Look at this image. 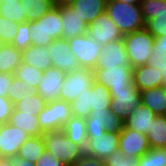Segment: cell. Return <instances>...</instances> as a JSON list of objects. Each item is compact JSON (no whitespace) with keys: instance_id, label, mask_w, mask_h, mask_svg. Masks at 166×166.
Here are the masks:
<instances>
[{"instance_id":"cell-42","label":"cell","mask_w":166,"mask_h":166,"mask_svg":"<svg viewBox=\"0 0 166 166\" xmlns=\"http://www.w3.org/2000/svg\"><path fill=\"white\" fill-rule=\"evenodd\" d=\"M35 165L36 166H67L58 158H56L54 155H51V153L48 150L44 151L43 155L38 158Z\"/></svg>"},{"instance_id":"cell-4","label":"cell","mask_w":166,"mask_h":166,"mask_svg":"<svg viewBox=\"0 0 166 166\" xmlns=\"http://www.w3.org/2000/svg\"><path fill=\"white\" fill-rule=\"evenodd\" d=\"M122 39L132 68L148 63L155 37L143 28L123 35Z\"/></svg>"},{"instance_id":"cell-15","label":"cell","mask_w":166,"mask_h":166,"mask_svg":"<svg viewBox=\"0 0 166 166\" xmlns=\"http://www.w3.org/2000/svg\"><path fill=\"white\" fill-rule=\"evenodd\" d=\"M150 149L148 138L145 134L127 129L125 126L119 133L118 150L129 157L140 158Z\"/></svg>"},{"instance_id":"cell-11","label":"cell","mask_w":166,"mask_h":166,"mask_svg":"<svg viewBox=\"0 0 166 166\" xmlns=\"http://www.w3.org/2000/svg\"><path fill=\"white\" fill-rule=\"evenodd\" d=\"M47 49L51 57L52 65L62 70L65 74L73 73L81 68L75 54L70 50L67 39H55L47 46Z\"/></svg>"},{"instance_id":"cell-7","label":"cell","mask_w":166,"mask_h":166,"mask_svg":"<svg viewBox=\"0 0 166 166\" xmlns=\"http://www.w3.org/2000/svg\"><path fill=\"white\" fill-rule=\"evenodd\" d=\"M72 117L70 103L63 100L48 102L38 114L41 130L46 133L61 130L64 124Z\"/></svg>"},{"instance_id":"cell-29","label":"cell","mask_w":166,"mask_h":166,"mask_svg":"<svg viewBox=\"0 0 166 166\" xmlns=\"http://www.w3.org/2000/svg\"><path fill=\"white\" fill-rule=\"evenodd\" d=\"M26 22L36 21L49 12L55 5L53 0H21Z\"/></svg>"},{"instance_id":"cell-2","label":"cell","mask_w":166,"mask_h":166,"mask_svg":"<svg viewBox=\"0 0 166 166\" xmlns=\"http://www.w3.org/2000/svg\"><path fill=\"white\" fill-rule=\"evenodd\" d=\"M62 28L60 6H54L40 19L29 22L32 44L48 46L53 40L62 38Z\"/></svg>"},{"instance_id":"cell-12","label":"cell","mask_w":166,"mask_h":166,"mask_svg":"<svg viewBox=\"0 0 166 166\" xmlns=\"http://www.w3.org/2000/svg\"><path fill=\"white\" fill-rule=\"evenodd\" d=\"M87 34L101 46L108 42H113L123 38V34L112 22L106 11L97 16L88 25Z\"/></svg>"},{"instance_id":"cell-23","label":"cell","mask_w":166,"mask_h":166,"mask_svg":"<svg viewBox=\"0 0 166 166\" xmlns=\"http://www.w3.org/2000/svg\"><path fill=\"white\" fill-rule=\"evenodd\" d=\"M22 63L31 65L41 71L48 70L52 65L47 46L30 45L22 51Z\"/></svg>"},{"instance_id":"cell-17","label":"cell","mask_w":166,"mask_h":166,"mask_svg":"<svg viewBox=\"0 0 166 166\" xmlns=\"http://www.w3.org/2000/svg\"><path fill=\"white\" fill-rule=\"evenodd\" d=\"M119 65H130L123 39L108 42L102 46V53L93 70L118 67Z\"/></svg>"},{"instance_id":"cell-5","label":"cell","mask_w":166,"mask_h":166,"mask_svg":"<svg viewBox=\"0 0 166 166\" xmlns=\"http://www.w3.org/2000/svg\"><path fill=\"white\" fill-rule=\"evenodd\" d=\"M95 81L105 86L109 92L136 90L133 83V68L130 65L96 69Z\"/></svg>"},{"instance_id":"cell-48","label":"cell","mask_w":166,"mask_h":166,"mask_svg":"<svg viewBox=\"0 0 166 166\" xmlns=\"http://www.w3.org/2000/svg\"><path fill=\"white\" fill-rule=\"evenodd\" d=\"M0 166H14V158H3Z\"/></svg>"},{"instance_id":"cell-24","label":"cell","mask_w":166,"mask_h":166,"mask_svg":"<svg viewBox=\"0 0 166 166\" xmlns=\"http://www.w3.org/2000/svg\"><path fill=\"white\" fill-rule=\"evenodd\" d=\"M141 104L156 116L166 115V88L164 86L140 91Z\"/></svg>"},{"instance_id":"cell-46","label":"cell","mask_w":166,"mask_h":166,"mask_svg":"<svg viewBox=\"0 0 166 166\" xmlns=\"http://www.w3.org/2000/svg\"><path fill=\"white\" fill-rule=\"evenodd\" d=\"M151 51L166 52V35L156 37Z\"/></svg>"},{"instance_id":"cell-47","label":"cell","mask_w":166,"mask_h":166,"mask_svg":"<svg viewBox=\"0 0 166 166\" xmlns=\"http://www.w3.org/2000/svg\"><path fill=\"white\" fill-rule=\"evenodd\" d=\"M14 166H36L34 163L29 162L28 160L14 157Z\"/></svg>"},{"instance_id":"cell-16","label":"cell","mask_w":166,"mask_h":166,"mask_svg":"<svg viewBox=\"0 0 166 166\" xmlns=\"http://www.w3.org/2000/svg\"><path fill=\"white\" fill-rule=\"evenodd\" d=\"M119 133L105 132L88 138L85 154L105 160L113 152L118 151Z\"/></svg>"},{"instance_id":"cell-28","label":"cell","mask_w":166,"mask_h":166,"mask_svg":"<svg viewBox=\"0 0 166 166\" xmlns=\"http://www.w3.org/2000/svg\"><path fill=\"white\" fill-rule=\"evenodd\" d=\"M46 150L43 136L29 137L20 147L17 158L28 160L36 163L38 158L43 155Z\"/></svg>"},{"instance_id":"cell-27","label":"cell","mask_w":166,"mask_h":166,"mask_svg":"<svg viewBox=\"0 0 166 166\" xmlns=\"http://www.w3.org/2000/svg\"><path fill=\"white\" fill-rule=\"evenodd\" d=\"M22 63V51L12 44H3L0 47V73L14 74Z\"/></svg>"},{"instance_id":"cell-32","label":"cell","mask_w":166,"mask_h":166,"mask_svg":"<svg viewBox=\"0 0 166 166\" xmlns=\"http://www.w3.org/2000/svg\"><path fill=\"white\" fill-rule=\"evenodd\" d=\"M46 104L47 102L40 95L34 93L16 103L14 108L22 113H33V115L38 116Z\"/></svg>"},{"instance_id":"cell-50","label":"cell","mask_w":166,"mask_h":166,"mask_svg":"<svg viewBox=\"0 0 166 166\" xmlns=\"http://www.w3.org/2000/svg\"><path fill=\"white\" fill-rule=\"evenodd\" d=\"M74 0H53L55 6L68 5Z\"/></svg>"},{"instance_id":"cell-19","label":"cell","mask_w":166,"mask_h":166,"mask_svg":"<svg viewBox=\"0 0 166 166\" xmlns=\"http://www.w3.org/2000/svg\"><path fill=\"white\" fill-rule=\"evenodd\" d=\"M133 83L138 91L164 86L160 70L149 64L133 68Z\"/></svg>"},{"instance_id":"cell-52","label":"cell","mask_w":166,"mask_h":166,"mask_svg":"<svg viewBox=\"0 0 166 166\" xmlns=\"http://www.w3.org/2000/svg\"><path fill=\"white\" fill-rule=\"evenodd\" d=\"M14 1H21V0H0V3H4V2H14Z\"/></svg>"},{"instance_id":"cell-6","label":"cell","mask_w":166,"mask_h":166,"mask_svg":"<svg viewBox=\"0 0 166 166\" xmlns=\"http://www.w3.org/2000/svg\"><path fill=\"white\" fill-rule=\"evenodd\" d=\"M70 50L76 56L81 68L93 70L102 53V46L94 41L87 33L67 39Z\"/></svg>"},{"instance_id":"cell-1","label":"cell","mask_w":166,"mask_h":166,"mask_svg":"<svg viewBox=\"0 0 166 166\" xmlns=\"http://www.w3.org/2000/svg\"><path fill=\"white\" fill-rule=\"evenodd\" d=\"M105 11L123 35L145 28L140 5L107 0Z\"/></svg>"},{"instance_id":"cell-25","label":"cell","mask_w":166,"mask_h":166,"mask_svg":"<svg viewBox=\"0 0 166 166\" xmlns=\"http://www.w3.org/2000/svg\"><path fill=\"white\" fill-rule=\"evenodd\" d=\"M8 123L20 128L30 137L43 136L44 134L40 128L38 116L33 113H22L14 108Z\"/></svg>"},{"instance_id":"cell-14","label":"cell","mask_w":166,"mask_h":166,"mask_svg":"<svg viewBox=\"0 0 166 166\" xmlns=\"http://www.w3.org/2000/svg\"><path fill=\"white\" fill-rule=\"evenodd\" d=\"M65 76L66 74L62 70L51 66L48 70L43 72L42 80L36 89V93L47 103L60 100Z\"/></svg>"},{"instance_id":"cell-13","label":"cell","mask_w":166,"mask_h":166,"mask_svg":"<svg viewBox=\"0 0 166 166\" xmlns=\"http://www.w3.org/2000/svg\"><path fill=\"white\" fill-rule=\"evenodd\" d=\"M30 136L20 128L11 124L0 125V154L4 158H14L17 156L21 145Z\"/></svg>"},{"instance_id":"cell-3","label":"cell","mask_w":166,"mask_h":166,"mask_svg":"<svg viewBox=\"0 0 166 166\" xmlns=\"http://www.w3.org/2000/svg\"><path fill=\"white\" fill-rule=\"evenodd\" d=\"M43 139L46 150L67 166H72L85 153L80 145L68 139L62 129L44 133Z\"/></svg>"},{"instance_id":"cell-49","label":"cell","mask_w":166,"mask_h":166,"mask_svg":"<svg viewBox=\"0 0 166 166\" xmlns=\"http://www.w3.org/2000/svg\"><path fill=\"white\" fill-rule=\"evenodd\" d=\"M156 69L160 70V73L162 75L163 83H166V64L163 66H155Z\"/></svg>"},{"instance_id":"cell-21","label":"cell","mask_w":166,"mask_h":166,"mask_svg":"<svg viewBox=\"0 0 166 166\" xmlns=\"http://www.w3.org/2000/svg\"><path fill=\"white\" fill-rule=\"evenodd\" d=\"M156 115L149 108L140 104L134 111L128 114L124 121V126L127 129L147 135L152 123H154Z\"/></svg>"},{"instance_id":"cell-35","label":"cell","mask_w":166,"mask_h":166,"mask_svg":"<svg viewBox=\"0 0 166 166\" xmlns=\"http://www.w3.org/2000/svg\"><path fill=\"white\" fill-rule=\"evenodd\" d=\"M136 166H166V148H150L137 160Z\"/></svg>"},{"instance_id":"cell-18","label":"cell","mask_w":166,"mask_h":166,"mask_svg":"<svg viewBox=\"0 0 166 166\" xmlns=\"http://www.w3.org/2000/svg\"><path fill=\"white\" fill-rule=\"evenodd\" d=\"M110 95L112 97L110 109L123 121L141 104V94L137 89L110 92Z\"/></svg>"},{"instance_id":"cell-43","label":"cell","mask_w":166,"mask_h":166,"mask_svg":"<svg viewBox=\"0 0 166 166\" xmlns=\"http://www.w3.org/2000/svg\"><path fill=\"white\" fill-rule=\"evenodd\" d=\"M14 74L0 73V97L8 98V91L13 82Z\"/></svg>"},{"instance_id":"cell-22","label":"cell","mask_w":166,"mask_h":166,"mask_svg":"<svg viewBox=\"0 0 166 166\" xmlns=\"http://www.w3.org/2000/svg\"><path fill=\"white\" fill-rule=\"evenodd\" d=\"M106 3L107 0H74L68 5L89 25L97 16L105 12Z\"/></svg>"},{"instance_id":"cell-40","label":"cell","mask_w":166,"mask_h":166,"mask_svg":"<svg viewBox=\"0 0 166 166\" xmlns=\"http://www.w3.org/2000/svg\"><path fill=\"white\" fill-rule=\"evenodd\" d=\"M138 158L124 156L119 150L104 160L105 166H136Z\"/></svg>"},{"instance_id":"cell-44","label":"cell","mask_w":166,"mask_h":166,"mask_svg":"<svg viewBox=\"0 0 166 166\" xmlns=\"http://www.w3.org/2000/svg\"><path fill=\"white\" fill-rule=\"evenodd\" d=\"M72 166H105V162L84 153Z\"/></svg>"},{"instance_id":"cell-9","label":"cell","mask_w":166,"mask_h":166,"mask_svg":"<svg viewBox=\"0 0 166 166\" xmlns=\"http://www.w3.org/2000/svg\"><path fill=\"white\" fill-rule=\"evenodd\" d=\"M86 120L87 138L105 132L120 133L124 128V121L112 113L111 109L92 110Z\"/></svg>"},{"instance_id":"cell-10","label":"cell","mask_w":166,"mask_h":166,"mask_svg":"<svg viewBox=\"0 0 166 166\" xmlns=\"http://www.w3.org/2000/svg\"><path fill=\"white\" fill-rule=\"evenodd\" d=\"M94 82V70L80 68L73 73L66 74L60 94V100L71 103L80 96V94H83L90 89Z\"/></svg>"},{"instance_id":"cell-51","label":"cell","mask_w":166,"mask_h":166,"mask_svg":"<svg viewBox=\"0 0 166 166\" xmlns=\"http://www.w3.org/2000/svg\"><path fill=\"white\" fill-rule=\"evenodd\" d=\"M128 4H135V5H140L141 0H119Z\"/></svg>"},{"instance_id":"cell-34","label":"cell","mask_w":166,"mask_h":166,"mask_svg":"<svg viewBox=\"0 0 166 166\" xmlns=\"http://www.w3.org/2000/svg\"><path fill=\"white\" fill-rule=\"evenodd\" d=\"M0 15L15 23L26 22V15L21 1L0 3Z\"/></svg>"},{"instance_id":"cell-20","label":"cell","mask_w":166,"mask_h":166,"mask_svg":"<svg viewBox=\"0 0 166 166\" xmlns=\"http://www.w3.org/2000/svg\"><path fill=\"white\" fill-rule=\"evenodd\" d=\"M62 38L69 39L87 33L88 25L69 5H61Z\"/></svg>"},{"instance_id":"cell-37","label":"cell","mask_w":166,"mask_h":166,"mask_svg":"<svg viewBox=\"0 0 166 166\" xmlns=\"http://www.w3.org/2000/svg\"><path fill=\"white\" fill-rule=\"evenodd\" d=\"M72 116L87 118L90 108L89 89L70 103Z\"/></svg>"},{"instance_id":"cell-39","label":"cell","mask_w":166,"mask_h":166,"mask_svg":"<svg viewBox=\"0 0 166 166\" xmlns=\"http://www.w3.org/2000/svg\"><path fill=\"white\" fill-rule=\"evenodd\" d=\"M29 32V22L20 23L17 34L11 44L20 51L25 50L28 46L32 45Z\"/></svg>"},{"instance_id":"cell-45","label":"cell","mask_w":166,"mask_h":166,"mask_svg":"<svg viewBox=\"0 0 166 166\" xmlns=\"http://www.w3.org/2000/svg\"><path fill=\"white\" fill-rule=\"evenodd\" d=\"M150 66H163L166 64V52L162 51H152V54L149 56L148 63Z\"/></svg>"},{"instance_id":"cell-38","label":"cell","mask_w":166,"mask_h":166,"mask_svg":"<svg viewBox=\"0 0 166 166\" xmlns=\"http://www.w3.org/2000/svg\"><path fill=\"white\" fill-rule=\"evenodd\" d=\"M19 23L0 15V40L3 44H11L18 31Z\"/></svg>"},{"instance_id":"cell-41","label":"cell","mask_w":166,"mask_h":166,"mask_svg":"<svg viewBox=\"0 0 166 166\" xmlns=\"http://www.w3.org/2000/svg\"><path fill=\"white\" fill-rule=\"evenodd\" d=\"M13 109L14 105L7 97H0V125L9 122Z\"/></svg>"},{"instance_id":"cell-31","label":"cell","mask_w":166,"mask_h":166,"mask_svg":"<svg viewBox=\"0 0 166 166\" xmlns=\"http://www.w3.org/2000/svg\"><path fill=\"white\" fill-rule=\"evenodd\" d=\"M150 148H166V115L156 116L146 135Z\"/></svg>"},{"instance_id":"cell-33","label":"cell","mask_w":166,"mask_h":166,"mask_svg":"<svg viewBox=\"0 0 166 166\" xmlns=\"http://www.w3.org/2000/svg\"><path fill=\"white\" fill-rule=\"evenodd\" d=\"M44 71L32 67L26 63H21L16 69L14 76L19 80L28 83L35 90L37 89Z\"/></svg>"},{"instance_id":"cell-30","label":"cell","mask_w":166,"mask_h":166,"mask_svg":"<svg viewBox=\"0 0 166 166\" xmlns=\"http://www.w3.org/2000/svg\"><path fill=\"white\" fill-rule=\"evenodd\" d=\"M89 100L92 110H107L110 108L112 97L105 86L95 81L89 89Z\"/></svg>"},{"instance_id":"cell-8","label":"cell","mask_w":166,"mask_h":166,"mask_svg":"<svg viewBox=\"0 0 166 166\" xmlns=\"http://www.w3.org/2000/svg\"><path fill=\"white\" fill-rule=\"evenodd\" d=\"M145 29L153 36L166 35V0H141Z\"/></svg>"},{"instance_id":"cell-26","label":"cell","mask_w":166,"mask_h":166,"mask_svg":"<svg viewBox=\"0 0 166 166\" xmlns=\"http://www.w3.org/2000/svg\"><path fill=\"white\" fill-rule=\"evenodd\" d=\"M62 131L69 140L80 145L85 150L88 142L85 118L72 116L64 124Z\"/></svg>"},{"instance_id":"cell-36","label":"cell","mask_w":166,"mask_h":166,"mask_svg":"<svg viewBox=\"0 0 166 166\" xmlns=\"http://www.w3.org/2000/svg\"><path fill=\"white\" fill-rule=\"evenodd\" d=\"M36 93L28 83L14 77L13 82L8 91V99L15 105L29 94Z\"/></svg>"},{"instance_id":"cell-53","label":"cell","mask_w":166,"mask_h":166,"mask_svg":"<svg viewBox=\"0 0 166 166\" xmlns=\"http://www.w3.org/2000/svg\"><path fill=\"white\" fill-rule=\"evenodd\" d=\"M3 158H4V157L0 154V162L3 160Z\"/></svg>"}]
</instances>
